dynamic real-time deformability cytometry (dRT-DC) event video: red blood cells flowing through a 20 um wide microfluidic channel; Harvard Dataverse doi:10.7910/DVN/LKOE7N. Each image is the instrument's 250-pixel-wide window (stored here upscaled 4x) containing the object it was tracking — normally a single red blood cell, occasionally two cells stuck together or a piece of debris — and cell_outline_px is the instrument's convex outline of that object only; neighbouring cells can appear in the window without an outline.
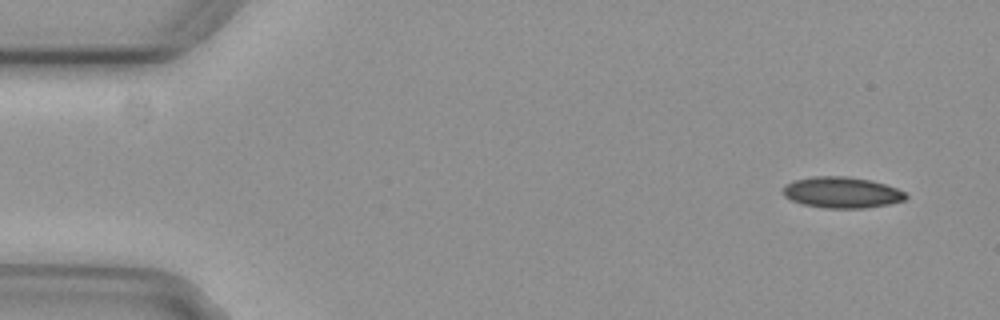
{"species": "common noctule bat (a hibernating species)", "species_latin": "Nyctalus noctula", "temperature_condition": "cold", "stored_images_in_passage": 6, "camera_frame_rate_fps": 3000, "um_per_image_px": 0.085, "animal": {"sex": "female", "body_mass_g": 29.2, "forearm_length_mm": 56.3}, "frame": {"image": 1, "passage_image": 1, "time_ms": 0.0, "image_size_px": [1000, 320], "cell_outline_px": [[908, 196], [904, 200], [888, 204], [864, 208], [824, 208], [804, 204], [792, 200], [784, 196], [784, 188], [792, 180], [812, 176], [848, 176], [872, 180], [896, 188], [904, 192]], "centroid_in_image_um": [71.56, 16.35], "position_along_channel_um": 13.4, "area_um2": 22.14}}